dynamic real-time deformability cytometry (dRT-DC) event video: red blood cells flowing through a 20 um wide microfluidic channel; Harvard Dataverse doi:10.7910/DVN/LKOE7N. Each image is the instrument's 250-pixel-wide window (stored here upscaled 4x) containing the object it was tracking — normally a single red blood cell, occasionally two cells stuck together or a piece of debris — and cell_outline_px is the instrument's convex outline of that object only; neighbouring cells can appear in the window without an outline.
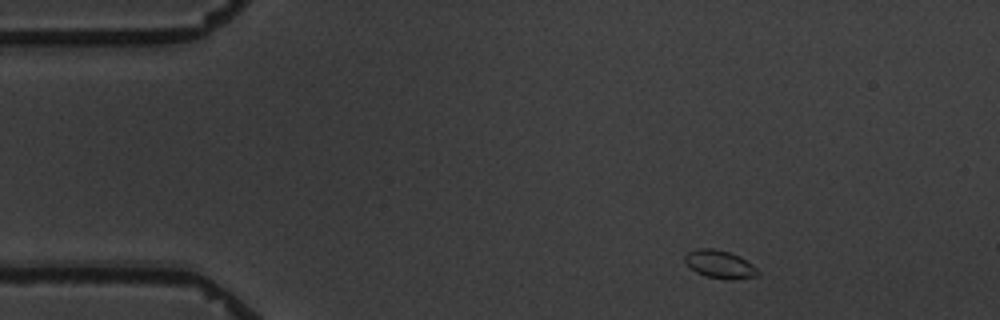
{"species": "common noctule bat (a hibernating species)", "species_latin": "Nyctalus noctula", "temperature_condition": "warm", "stored_images_in_passage": 7, "camera_frame_rate_fps": 3000, "um_per_image_px": 0.085, "animal": {"sex": "male", "body_mass_g": 19.5, "forearm_length_mm": 54.6}, "frame": {"image": 1, "passage_image": 1, "time_ms": 0.0, "image_size_px": [1000, 320], "cell_outline_px": [[760, 272], [756, 276], [732, 280], [728, 280], [704, 276], [696, 272], [684, 260], [684, 256], [688, 252], [700, 248], [712, 248], [728, 252], [740, 256], [752, 264]], "centroid_in_image_um": [61.19, 22.47], "position_along_channel_um": 23.8, "area_um2": 11.85}}
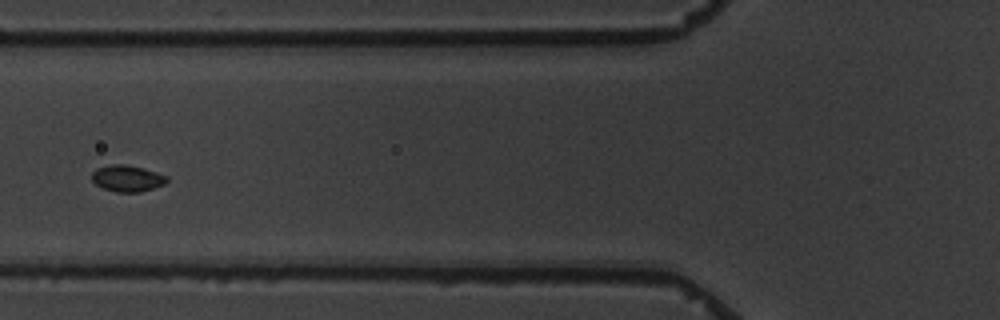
{"frame": {"image": 2, "passage_image": 5, "time_ms": 4.667, "image_size_px": [1000, 320], "cell_outline_px": [[168, 180], [164, 184], [140, 192], [116, 192], [104, 188], [96, 184], [92, 180], [92, 172], [96, 168], [112, 164], [124, 164], [144, 168], [168, 176]], "centroid_in_image_um": [10.82, 15.15], "position_along_channel_um": 115.0, "area_um2": 11.5}}
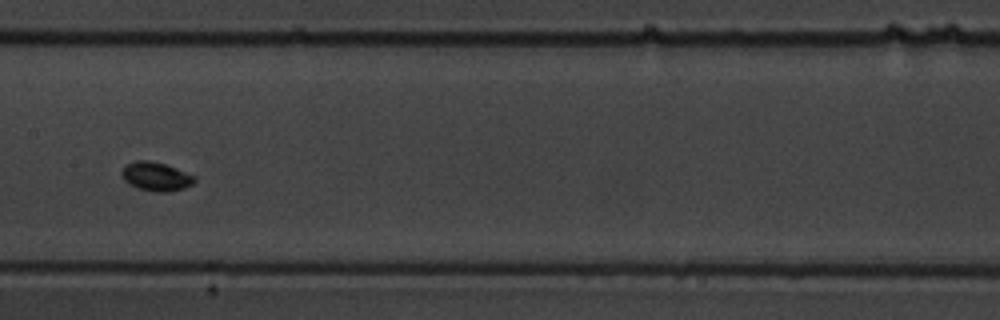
{"frame": {"image": 3, "passage_image": 7, "time_ms": 7.0, "image_size_px": [1000, 320], "cell_outline_px": [[196, 180], [192, 184], [184, 188], [168, 192], [156, 192], [140, 188], [128, 184], [124, 180], [120, 172], [128, 164], [136, 160], [148, 160], [164, 164], [176, 168], [196, 176]], "centroid_in_image_um": [13.28, 15.0], "position_along_channel_um": 194.1, "area_um2": 12.14}}